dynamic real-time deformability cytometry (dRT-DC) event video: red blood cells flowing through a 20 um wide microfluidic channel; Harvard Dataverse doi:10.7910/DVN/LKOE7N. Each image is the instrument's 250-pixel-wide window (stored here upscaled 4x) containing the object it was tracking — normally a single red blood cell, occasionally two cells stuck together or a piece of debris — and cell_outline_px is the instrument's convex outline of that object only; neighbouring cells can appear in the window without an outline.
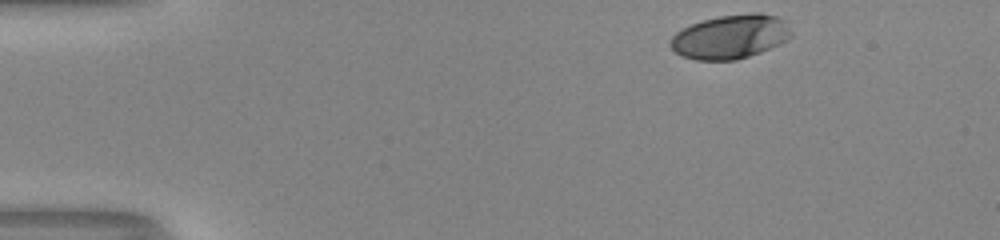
{"species": "human", "species_latin": "Homo sapiens", "temperature_condition": "room temperature", "stored_images_in_passage": 37, "camera_frame_rate_fps": 3000, "um_per_image_px": 0.085, "donor": {"sex": "male"}, "frame": {"image": 1, "passage_image": 1, "time_ms": 0.0, "image_size_px": [1000, 240], "cell_outline_px": [[792, 36], [760, 52], [736, 60], [696, 60], [684, 56], [676, 52], [668, 44], [672, 36], [676, 32], [692, 24], [704, 20], [720, 16], [752, 12], [760, 12], [776, 16], [784, 20]], "centroid_in_image_um": [62.05, 3.11], "position_along_channel_um": 22.9, "area_um2": 30.58}}
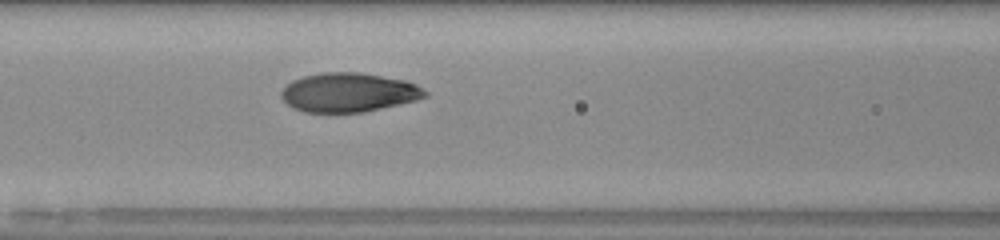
{"frame": {"image": 2, "passage_image": 17, "time_ms": 5.333, "image_size_px": [1000, 240], "cell_outline_px": [[428, 96], [416, 100], [364, 112], [304, 112], [292, 108], [280, 96], [280, 92], [292, 80], [304, 76], [320, 72], [356, 72], [404, 80], [416, 84], [428, 92]], "centroid_in_image_um": [29.62, 7.86], "position_along_channel_um": 137.0, "area_um2": 32.66}}
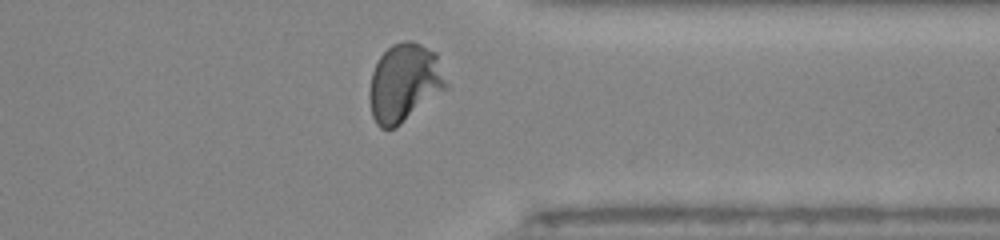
{"frame": {"image": 3, "passage_image": 35, "time_ms": 11.333, "image_size_px": [1000, 240], "cell_outline_px": [[452, 88], [396, 128], [380, 128], [376, 124], [372, 116], [368, 96], [368, 92], [372, 72], [380, 56], [392, 44], [404, 40], [408, 40], [420, 44], [436, 52]], "centroid_in_image_um": [34.44, 7.07], "position_along_channel_um": 377.0, "area_um2": 36.18}, "authors_computed_cell_mechanics": {"area_um2": 32.8882, "velocity_mm_per_s": 4.0597, "shape_relaxation_time_tau1_ms": 3.5381, "shape_relaxation_time_tau2_ms": null, "deformation_change_tau1": 0.1836, "deformation_change_tau2": null}}